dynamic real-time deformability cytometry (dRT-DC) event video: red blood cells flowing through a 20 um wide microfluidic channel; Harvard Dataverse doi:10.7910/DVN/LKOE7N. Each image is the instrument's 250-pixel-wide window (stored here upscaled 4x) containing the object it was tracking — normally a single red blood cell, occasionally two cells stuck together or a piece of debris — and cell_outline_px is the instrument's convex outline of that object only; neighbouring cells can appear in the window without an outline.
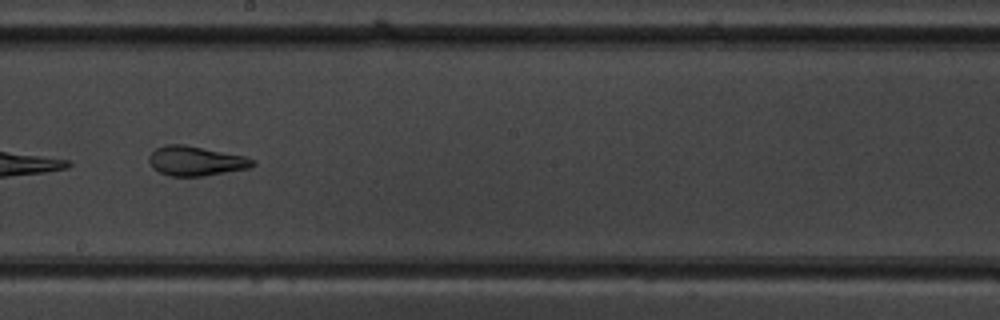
{"species": "common noctule bat (a hibernating species)", "species_latin": "Nyctalus noctula", "temperature_condition": "warm", "stored_images_in_passage": 8, "camera_frame_rate_fps": 3000, "um_per_image_px": 0.085, "animal": {"sex": "male", "body_mass_g": 19.5, "forearm_length_mm": 54.6}, "frame": {"image": 1, "passage_image": 8, "time_ms": 8.333, "image_size_px": [1000, 320], "cell_outline_px": [[256, 164], [248, 168], [204, 176], [168, 176], [152, 168], [148, 160], [148, 156], [156, 148], [164, 144], [184, 144], [244, 156], [256, 160]], "centroid_in_image_um": [16.61, 13.68], "position_along_channel_um": 231.6, "area_um2": 17.92}}